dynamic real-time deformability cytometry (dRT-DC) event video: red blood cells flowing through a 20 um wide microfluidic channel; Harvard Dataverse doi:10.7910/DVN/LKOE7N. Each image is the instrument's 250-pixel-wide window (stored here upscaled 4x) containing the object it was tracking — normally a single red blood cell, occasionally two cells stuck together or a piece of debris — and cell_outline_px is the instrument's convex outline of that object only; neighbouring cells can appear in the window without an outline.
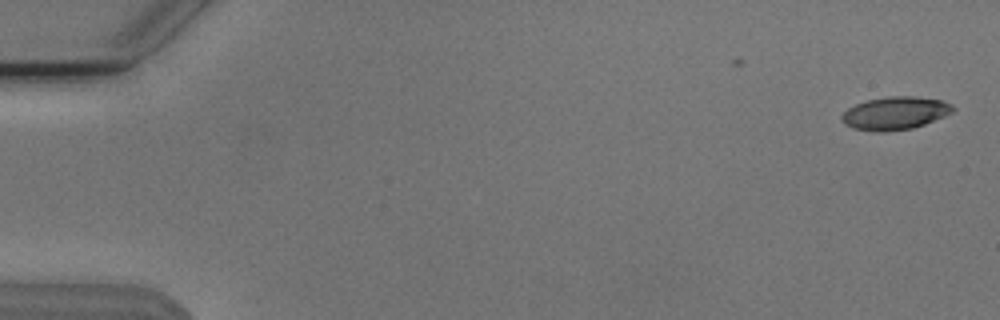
{"species": "Egyptian fruit bat (a non-hibernating species)", "species_latin": "Rousettus aegyptiacus", "temperature_condition": "cold", "stored_images_in_passage": 7, "camera_frame_rate_fps": 3000, "um_per_image_px": 0.085, "animal": {"sex": "male"}, "frame": {"image": 1, "passage_image": 1, "time_ms": 0.0, "image_size_px": [1000, 320], "cell_outline_px": [[956, 108], [952, 112], [944, 116], [924, 124], [912, 128], [884, 132], [876, 132], [856, 128], [844, 124], [840, 120], [840, 116], [848, 108], [856, 104], [868, 100], [888, 96], [916, 96], [940, 100], [952, 104]], "centroid_in_image_um": [76.08, 9.62], "position_along_channel_um": 8.9, "area_um2": 21.27}}